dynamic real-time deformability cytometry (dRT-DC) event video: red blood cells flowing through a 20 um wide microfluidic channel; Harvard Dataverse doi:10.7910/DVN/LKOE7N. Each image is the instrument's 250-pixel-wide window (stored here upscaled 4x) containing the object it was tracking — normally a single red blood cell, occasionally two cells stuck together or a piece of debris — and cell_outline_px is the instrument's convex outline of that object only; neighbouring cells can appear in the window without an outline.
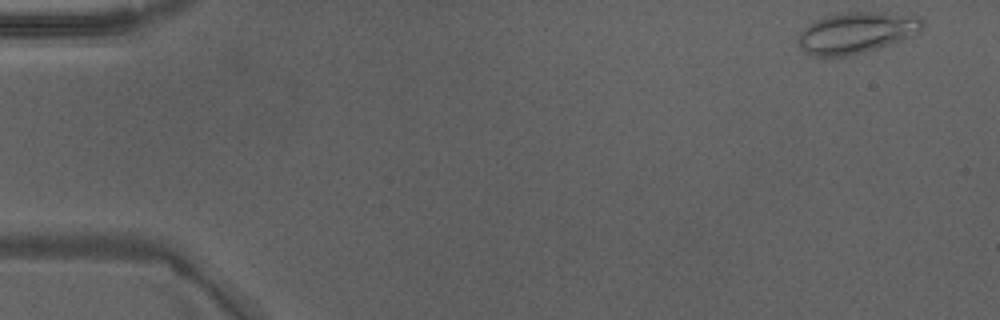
{"species": "Egyptian fruit bat (a non-hibernating species)", "species_latin": "Rousettus aegyptiacus", "temperature_condition": "warm", "stored_images_in_passage": 10, "camera_frame_rate_fps": 3000, "um_per_image_px": 0.085, "animal": {"sex": "male"}, "frame": {"image": 1, "passage_image": 1, "time_ms": 0.0, "image_size_px": [1000, 320], "cell_outline_px": [[924, 28], [912, 36], [864, 52], [848, 56], [812, 56], [804, 52], [800, 48], [796, 40], [800, 32], [808, 24], [824, 16], [848, 12], [880, 12], [920, 16], [924, 24]], "centroid_in_image_um": [72.77, 2.78], "position_along_channel_um": 12.2, "area_um2": 29.88}}